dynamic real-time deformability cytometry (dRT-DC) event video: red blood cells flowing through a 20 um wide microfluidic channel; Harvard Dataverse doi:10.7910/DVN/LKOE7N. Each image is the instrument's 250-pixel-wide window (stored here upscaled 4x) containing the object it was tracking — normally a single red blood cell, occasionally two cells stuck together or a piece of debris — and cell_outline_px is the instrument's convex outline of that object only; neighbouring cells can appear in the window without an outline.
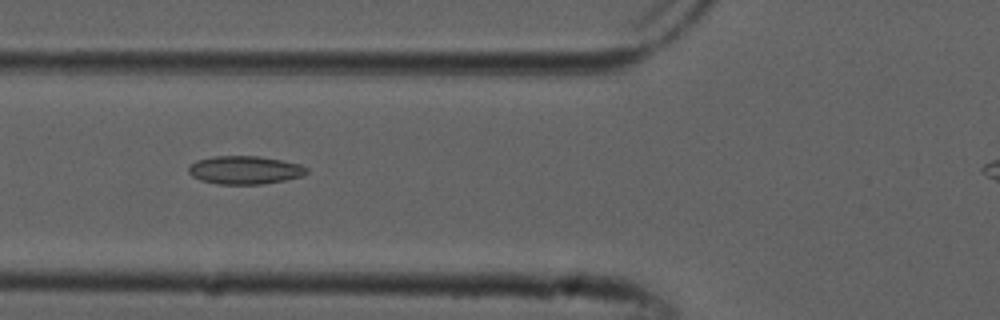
{"species": "common noctule bat (a hibernating species)", "species_latin": "Nyctalus noctula", "temperature_condition": "cold", "stored_images_in_passage": 32, "camera_frame_rate_fps": 3000, "um_per_image_px": 0.085, "animal": {"sex": "male", "forearm_length_mm": 52.5}, "frame": {"image": 1, "passage_image": 4, "time_ms": 1.0, "image_size_px": [1000, 320], "cell_outline_px": [[308, 172], [304, 176], [284, 180], [260, 184], [220, 184], [200, 180], [192, 176], [188, 172], [188, 168], [196, 160], [216, 156], [260, 156], [300, 164], [308, 168]], "centroid_in_image_um": [20.82, 14.45], "position_along_channel_um": 105.0, "area_um2": 19.36}}
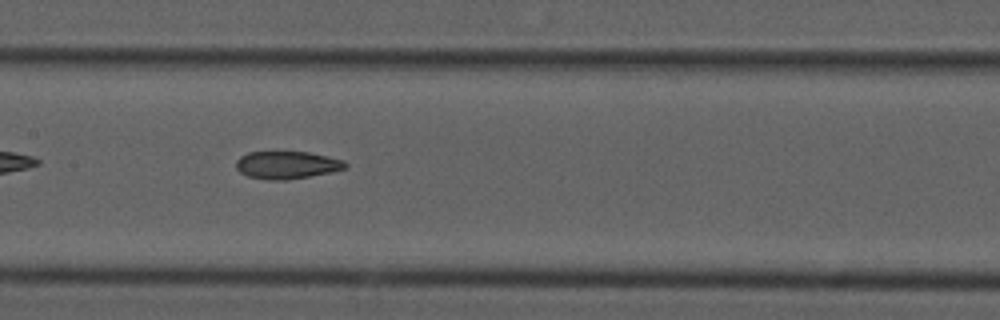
{"frame": {"image": 2, "passage_image": 10, "time_ms": 3.0, "image_size_px": [1000, 320], "cell_outline_px": [[348, 168], [332, 172], [284, 180], [268, 180], [248, 176], [240, 172], [236, 168], [236, 160], [240, 156], [248, 152], [308, 152], [328, 156], [344, 160], [348, 164]], "centroid_in_image_um": [24.4, 14.02], "position_along_channel_um": 183.0, "area_um2": 17.63}}
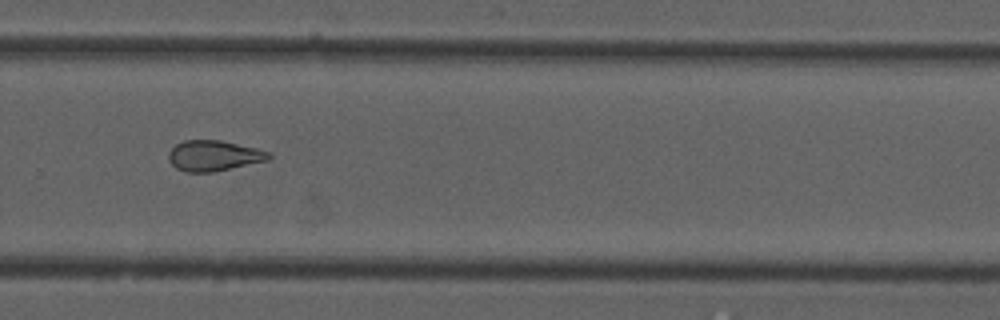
{"frame": {"image": 3, "passage_image": 20, "time_ms": 6.333, "image_size_px": [1000, 320], "cell_outline_px": [[272, 156], [268, 160], [216, 172], [184, 172], [176, 168], [168, 160], [168, 152], [176, 144], [184, 140], [220, 140], [256, 148], [272, 152]], "centroid_in_image_um": [18.18, 13.24], "position_along_channel_um": 311.6, "area_um2": 18.03}, "authors_computed_cell_mechanics": {"area_um2": 18.207, "velocity_mm_per_s": 3.8767, "shape_relaxation_time_tau1_ms": null, "shape_relaxation_time_tau2_ms": 2.8295, "deformation_change_tau1": null, "deformation_change_tau2": 0.1079}}